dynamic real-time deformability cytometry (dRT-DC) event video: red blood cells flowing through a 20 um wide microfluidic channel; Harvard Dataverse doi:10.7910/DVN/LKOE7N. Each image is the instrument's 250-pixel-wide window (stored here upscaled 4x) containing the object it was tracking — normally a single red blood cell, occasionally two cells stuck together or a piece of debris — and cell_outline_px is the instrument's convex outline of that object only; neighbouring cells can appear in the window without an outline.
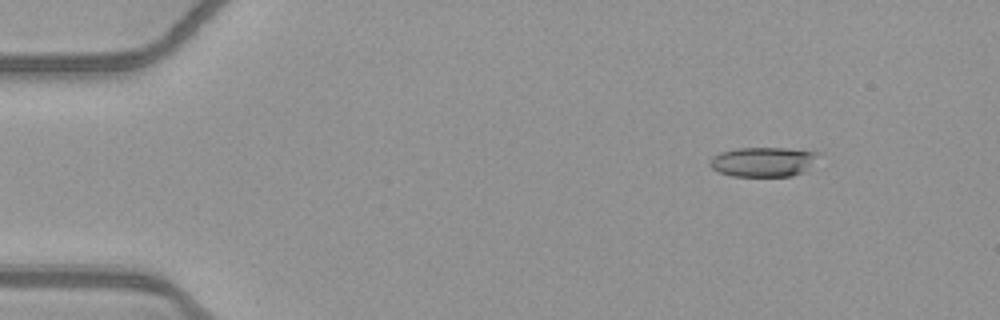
{"species": "common noctule bat (a hibernating species)", "species_latin": "Nyctalus noctula", "temperature_condition": "warm", "stored_images_in_passage": 6, "camera_frame_rate_fps": 3000, "um_per_image_px": 0.085, "animal": {"sex": "female", "body_mass_g": 21.9}, "frame": {"image": 1, "passage_image": 1, "time_ms": 0.0, "image_size_px": [1000, 320], "cell_outline_px": [[820, 152], [804, 172], [792, 176], [732, 176], [720, 172], [712, 168], [708, 164], [708, 160], [712, 156], [720, 152], [736, 148], [784, 148]], "centroid_in_image_um": [64.81, 13.75], "position_along_channel_um": 20.2, "area_um2": 18.67}}